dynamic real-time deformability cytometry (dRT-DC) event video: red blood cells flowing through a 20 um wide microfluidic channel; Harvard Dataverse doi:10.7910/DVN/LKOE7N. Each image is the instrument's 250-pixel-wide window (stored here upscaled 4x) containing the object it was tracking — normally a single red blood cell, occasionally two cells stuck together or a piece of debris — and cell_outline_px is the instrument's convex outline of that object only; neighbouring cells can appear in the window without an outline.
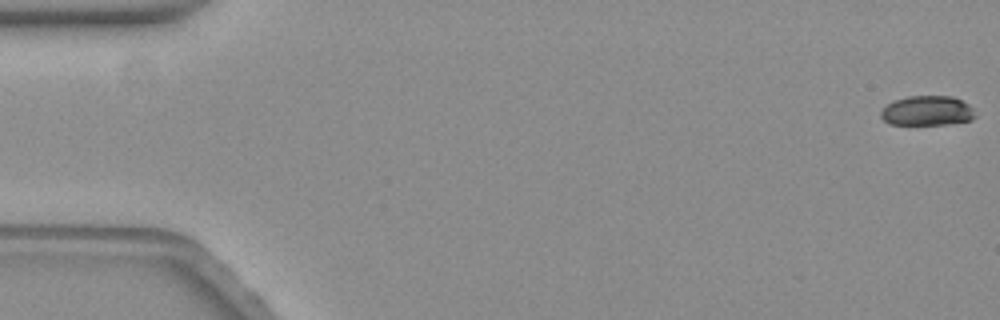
{"species": "common noctule bat (a hibernating species)", "species_latin": "Nyctalus noctula", "temperature_condition": "warm", "stored_images_in_passage": 23, "camera_frame_rate_fps": 3000, "um_per_image_px": 0.085, "animal": {"sex": "female", "body_mass_g": 19.3, "forearm_length_mm": 54.1}, "frame": {"image": 1, "passage_image": 1, "time_ms": 0.0, "image_size_px": [1000, 320], "cell_outline_px": [[976, 116], [972, 120], [944, 124], [892, 124], [884, 120], [880, 116], [880, 112], [892, 100], [908, 96], [952, 96], [968, 104], [972, 108]], "centroid_in_image_um": [78.81, 9.4], "position_along_channel_um": 6.2, "area_um2": 16.24}}
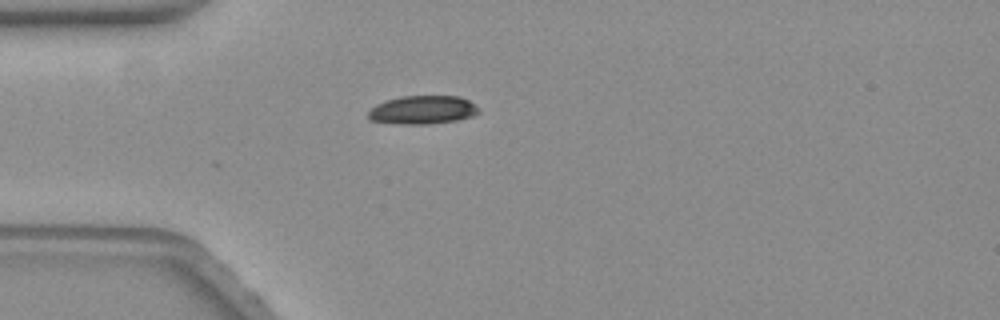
{"frame": {"image": 2, "passage_image": 15, "time_ms": 4.667, "image_size_px": [1000, 320], "cell_outline_px": [[480, 112], [472, 116], [456, 120], [428, 124], [408, 124], [368, 120], [368, 112], [376, 104], [384, 100], [400, 96], [460, 96], [468, 100], [480, 108]], "centroid_in_image_um": [35.93, 9.33], "position_along_channel_um": 49.1, "area_um2": 18.32}}
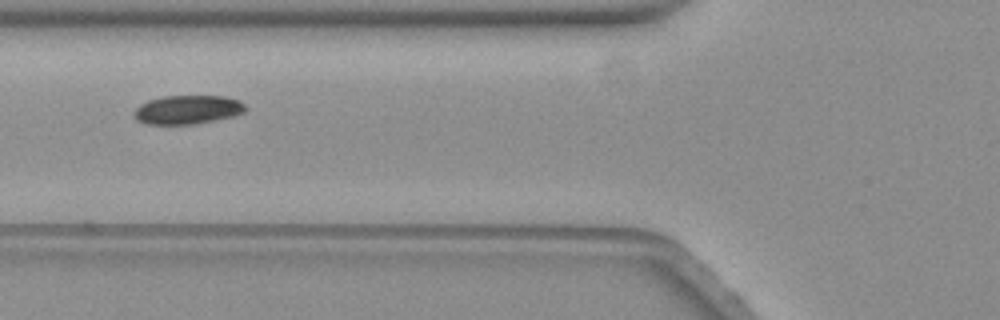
{"frame": {"image": 3, "passage_image": 21, "time_ms": 6.667, "image_size_px": [1000, 320], "cell_outline_px": [[248, 108], [244, 112], [232, 116], [192, 124], [148, 124], [136, 120], [136, 108], [140, 104], [148, 100], [164, 96], [224, 96], [240, 100]], "centroid_in_image_um": [15.97, 9.31], "position_along_channel_um": 109.8, "area_um2": 18.5}}